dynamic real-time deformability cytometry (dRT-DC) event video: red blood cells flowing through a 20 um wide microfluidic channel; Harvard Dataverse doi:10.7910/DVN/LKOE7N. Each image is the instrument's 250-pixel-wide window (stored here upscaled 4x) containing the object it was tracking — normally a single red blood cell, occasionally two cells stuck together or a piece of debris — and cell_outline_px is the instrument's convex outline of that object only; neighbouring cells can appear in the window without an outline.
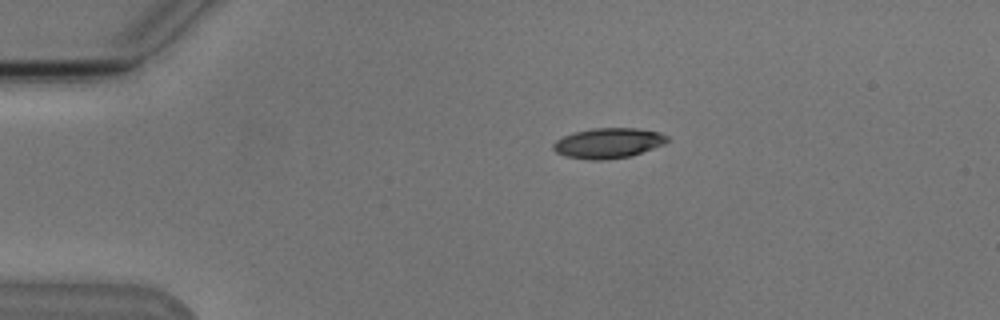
{"species": "Egyptian fruit bat (a non-hibernating species)", "species_latin": "Rousettus aegyptiacus", "temperature_condition": "cold", "stored_images_in_passage": 3, "camera_frame_rate_fps": 3000, "um_per_image_px": 0.085, "animal": {"sex": "male"}, "frame": {"image": 1, "passage_image": 1, "time_ms": 0.0, "image_size_px": [1000, 320], "cell_outline_px": [[668, 140], [664, 144], [632, 156], [604, 160], [588, 160], [564, 156], [556, 152], [552, 148], [552, 144], [556, 140], [572, 132], [592, 128], [636, 128], [656, 132], [668, 136]], "centroid_in_image_um": [51.66, 12.17], "position_along_channel_um": 33.3, "area_um2": 20.17}}
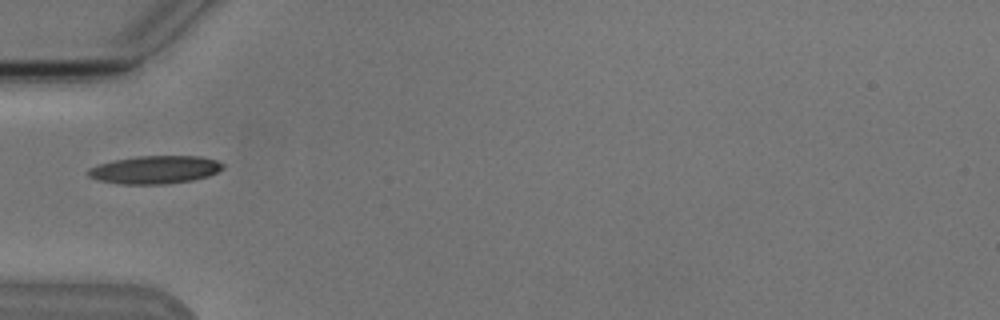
{"frame": {"image": 2, "passage_image": 3, "time_ms": 2.333, "image_size_px": [1000, 320], "cell_outline_px": [[224, 168], [208, 176], [192, 180], [168, 184], [120, 184], [96, 180], [88, 176], [84, 172], [88, 168], [96, 164], [112, 160], [136, 156], [200, 156], [216, 160], [224, 164]], "centroid_in_image_um": [13.1, 14.42], "position_along_channel_um": 71.9, "area_um2": 22.31}}